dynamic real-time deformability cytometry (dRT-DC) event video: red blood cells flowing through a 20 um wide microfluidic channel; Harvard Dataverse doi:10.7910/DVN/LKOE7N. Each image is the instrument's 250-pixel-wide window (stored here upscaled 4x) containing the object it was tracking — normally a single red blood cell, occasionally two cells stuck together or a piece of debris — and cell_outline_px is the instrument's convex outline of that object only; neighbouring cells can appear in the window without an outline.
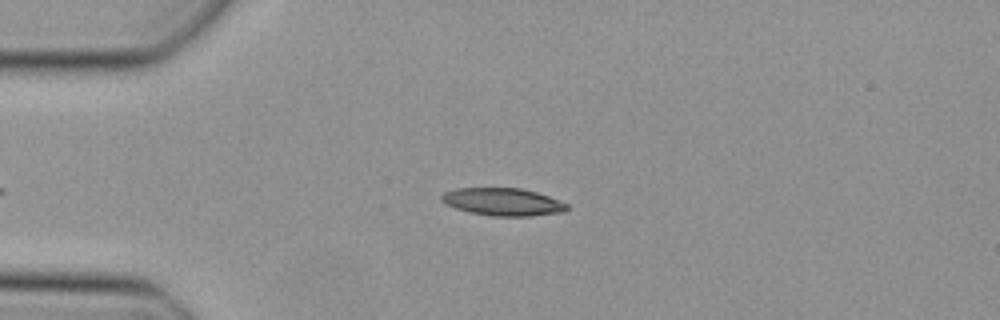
{"species": "Egyptian fruit bat (a non-hibernating species)", "species_latin": "Rousettus aegyptiacus", "temperature_condition": "cold", "stored_images_in_passage": 38, "camera_frame_rate_fps": 3000, "um_per_image_px": 0.085, "animal": {"sex": "female"}, "frame": {"image": 1, "passage_image": 2, "time_ms": 0.333, "image_size_px": [1000, 320], "cell_outline_px": [[568, 208], [564, 212], [532, 216], [492, 216], [468, 212], [444, 204], [440, 200], [440, 196], [444, 192], [456, 188], [520, 188], [536, 192], [548, 196], [568, 204]], "centroid_in_image_um": [42.71, 17.16], "position_along_channel_um": 42.3, "area_um2": 20.29}}
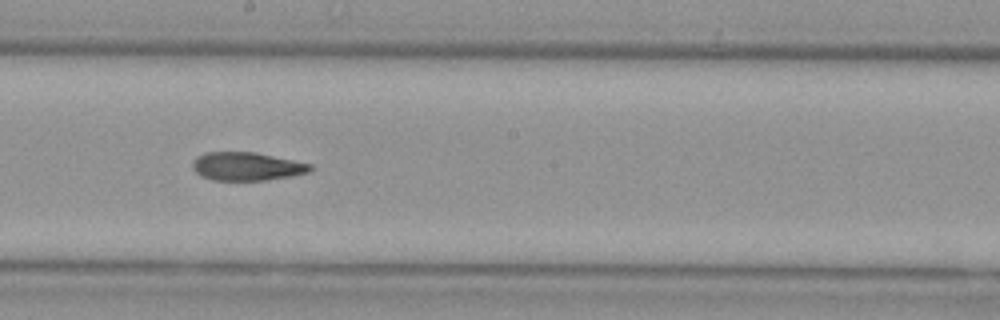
{"frame": {"image": 2, "passage_image": 17, "time_ms": 5.333, "image_size_px": [1000, 320], "cell_outline_px": [[312, 168], [308, 172], [288, 176], [264, 180], [212, 180], [200, 176], [192, 168], [192, 160], [196, 156], [204, 152], [256, 152], [312, 164]], "centroid_in_image_um": [20.91, 14.13], "position_along_channel_um": 227.3, "area_um2": 19.42}}
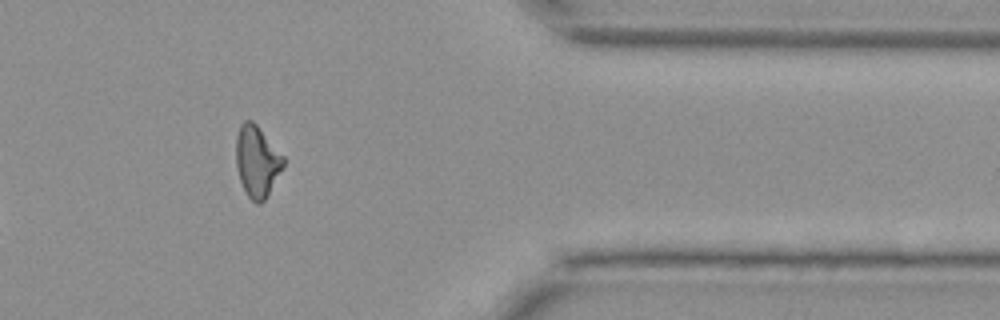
{"frame": {"image": 3, "passage_image": 30, "time_ms": 9.667, "image_size_px": [1000, 320], "cell_outline_px": [[284, 164], [264, 200], [260, 204], [256, 204], [248, 196], [240, 180], [236, 168], [236, 136], [240, 124], [244, 120], [252, 120], [256, 124], [284, 156]], "centroid_in_image_um": [21.82, 13.68], "position_along_channel_um": 389.6, "area_um2": 19.42}}